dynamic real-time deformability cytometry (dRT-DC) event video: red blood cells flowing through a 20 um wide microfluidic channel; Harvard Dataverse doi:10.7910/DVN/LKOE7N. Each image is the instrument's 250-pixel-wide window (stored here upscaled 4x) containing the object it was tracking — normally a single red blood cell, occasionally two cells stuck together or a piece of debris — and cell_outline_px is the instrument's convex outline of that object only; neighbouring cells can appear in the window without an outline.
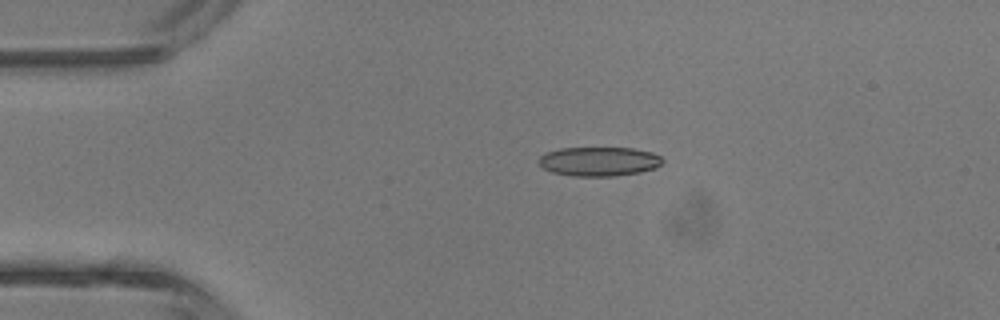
{"species": "common noctule bat (a hibernating species)", "species_latin": "Nyctalus noctula", "temperature_condition": "room temperature", "stored_images_in_passage": 4, "camera_frame_rate_fps": 3000, "um_per_image_px": 0.085, "animal": {"sex": "male", "body_mass_g": 13.3}, "frame": {"image": 1, "passage_image": 3, "time_ms": 2.667, "image_size_px": [1000, 320], "cell_outline_px": [[664, 160], [656, 168], [640, 172], [612, 176], [572, 176], [552, 172], [544, 168], [536, 160], [544, 152], [560, 148], [632, 148], [652, 152], [660, 156]], "centroid_in_image_um": [50.89, 13.72], "position_along_channel_um": 34.1, "area_um2": 21.15}}